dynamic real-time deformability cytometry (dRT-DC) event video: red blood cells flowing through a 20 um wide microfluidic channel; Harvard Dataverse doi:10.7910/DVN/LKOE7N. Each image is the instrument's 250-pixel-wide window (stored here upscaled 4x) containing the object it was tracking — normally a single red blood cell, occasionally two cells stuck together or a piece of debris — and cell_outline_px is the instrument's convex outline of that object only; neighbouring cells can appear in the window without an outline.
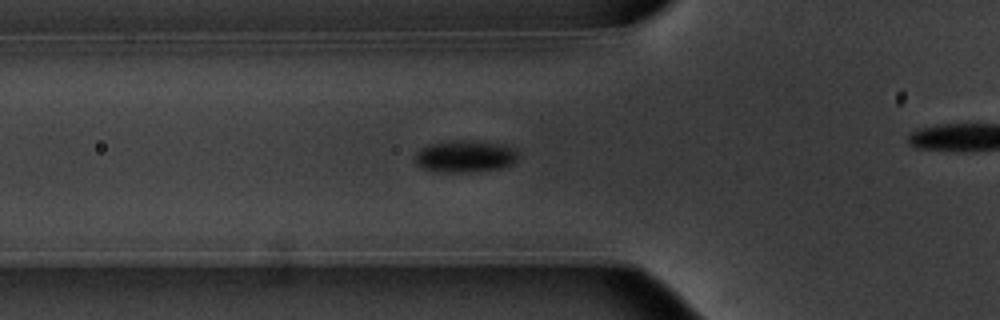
{"species": "common noctule bat (a hibernating species)", "species_latin": "Nyctalus noctula", "temperature_condition": "warm", "stored_images_in_passage": 20, "camera_frame_rate_fps": 3000, "um_per_image_px": 0.085, "animal": {"sex": "male", "body_mass_g": 20.1, "forearm_length_mm": 53.5}, "frame": {"image": 1, "passage_image": 14, "time_ms": 4.333, "image_size_px": [1000, 320], "cell_outline_px": [[520, 156], [512, 164], [500, 168], [468, 172], [440, 172], [424, 168], [416, 164], [416, 152], [420, 148], [428, 144], [452, 140], [472, 140], [500, 144], [512, 148]], "centroid_in_image_um": [39.52, 13.28], "position_along_channel_um": 86.3, "area_um2": 19.19}}